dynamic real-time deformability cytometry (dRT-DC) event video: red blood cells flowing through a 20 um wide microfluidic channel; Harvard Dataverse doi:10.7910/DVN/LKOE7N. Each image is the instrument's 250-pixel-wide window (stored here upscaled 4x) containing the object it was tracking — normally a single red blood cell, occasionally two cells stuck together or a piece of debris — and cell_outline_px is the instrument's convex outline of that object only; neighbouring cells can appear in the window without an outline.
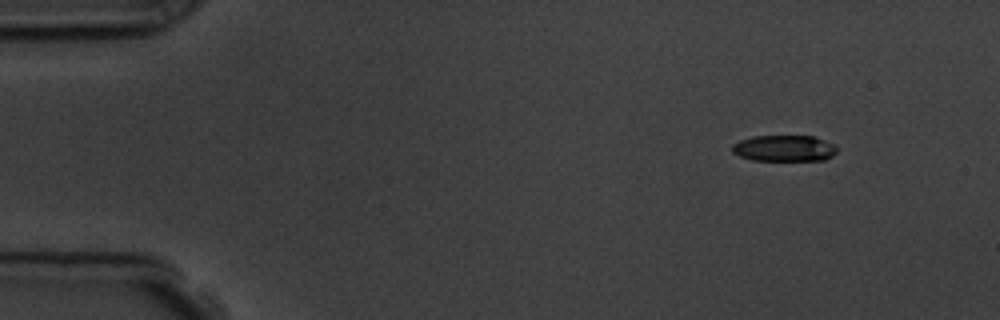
{"species": "common noctule bat (a hibernating species)", "species_latin": "Nyctalus noctula", "temperature_condition": "room temperature", "stored_images_in_passage": 4, "segment_of_instrument_passage": [1, 2], "camera_frame_rate_fps": 3000, "um_per_image_px": 0.085, "animal": {"sex": "male", "body_mass_g": 19.5, "forearm_length_mm": 54.6}, "frame": {"image": 1, "passage_image": 1, "time_ms": 0.0, "image_size_px": [1000, 320], "cell_outline_px": [[836, 152], [832, 156], [824, 160], [752, 160], [740, 156], [732, 152], [732, 144], [740, 140], [752, 136], [812, 136], [824, 140], [832, 144], [836, 148]], "centroid_in_image_um": [66.63, 12.6], "position_along_channel_um": 18.4, "area_um2": 15.9}}